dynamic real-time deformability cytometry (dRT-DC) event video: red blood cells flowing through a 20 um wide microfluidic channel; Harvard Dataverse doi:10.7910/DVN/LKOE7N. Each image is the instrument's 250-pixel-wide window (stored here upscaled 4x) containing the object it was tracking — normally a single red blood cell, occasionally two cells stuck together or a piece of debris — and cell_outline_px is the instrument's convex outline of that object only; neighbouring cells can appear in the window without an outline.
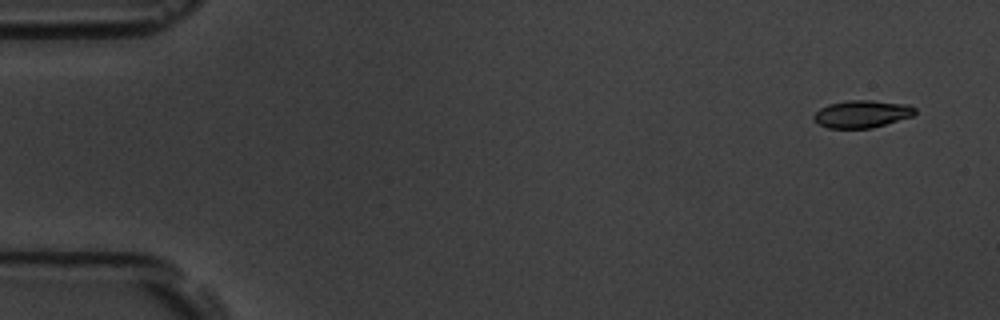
{"species": "common noctule bat (a hibernating species)", "species_latin": "Nyctalus noctula", "temperature_condition": "room temperature", "stored_images_in_passage": 5, "camera_frame_rate_fps": 3000, "um_per_image_px": 0.085, "animal": {"sex": "male", "body_mass_g": 19.5, "forearm_length_mm": 54.6}, "frame": {"image": 1, "passage_image": 1, "time_ms": 0.0, "image_size_px": [1000, 320], "cell_outline_px": [[916, 112], [912, 116], [872, 128], [828, 128], [812, 120], [812, 116], [820, 108], [828, 104], [848, 100], [868, 100], [908, 104], [916, 108]], "centroid_in_image_um": [73.24, 9.68], "position_along_channel_um": 11.8, "area_um2": 16.18}}
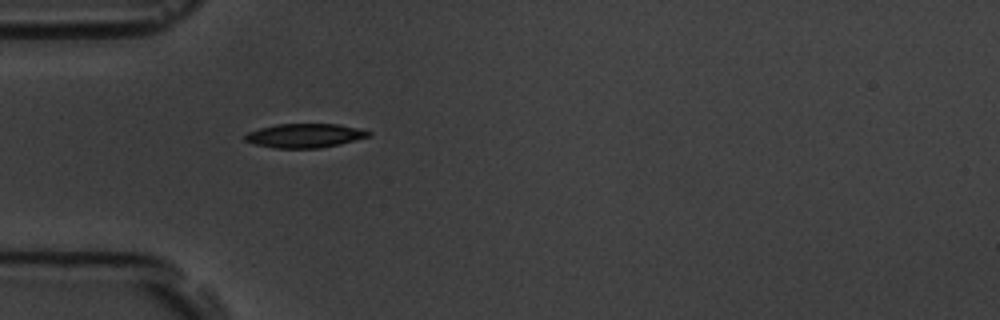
{"frame": {"image": 2, "passage_image": 5, "time_ms": 4.667, "image_size_px": [1000, 320], "cell_outline_px": [[372, 132], [368, 136], [340, 144], [320, 148], [272, 148], [256, 144], [244, 140], [244, 136], [248, 132], [260, 128], [276, 124], [340, 124], [360, 128]], "centroid_in_image_um": [25.9, 11.52], "position_along_channel_um": 59.1, "area_um2": 17.28}}